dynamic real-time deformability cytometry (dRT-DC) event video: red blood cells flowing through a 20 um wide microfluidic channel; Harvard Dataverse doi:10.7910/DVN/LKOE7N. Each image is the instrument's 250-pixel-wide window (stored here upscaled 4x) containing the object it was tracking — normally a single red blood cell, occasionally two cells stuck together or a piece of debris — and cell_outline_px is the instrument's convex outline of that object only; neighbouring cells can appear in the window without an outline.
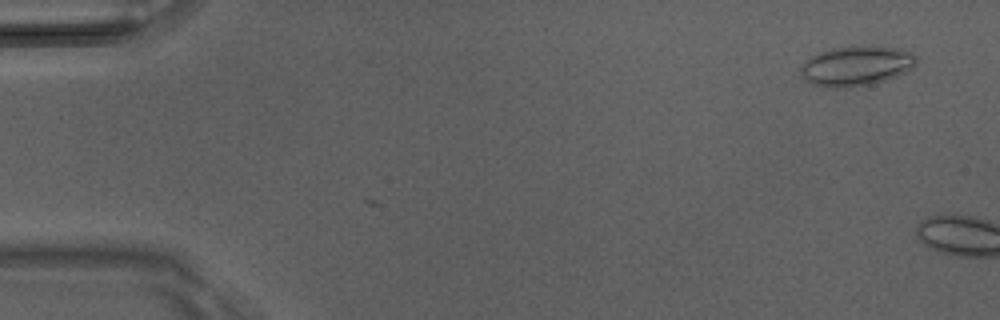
{"species": "Egyptian fruit bat (a non-hibernating species)", "species_latin": "Rousettus aegyptiacus", "temperature_condition": "room temperature", "stored_images_in_passage": 4, "camera_frame_rate_fps": 3000, "um_per_image_px": 0.085, "animal": {"sex": "male"}, "frame": {"image": 1, "passage_image": 3, "time_ms": 0.667, "image_size_px": [1000, 320], "cell_outline_px": [[916, 64], [912, 68], [896, 76], [884, 80], [868, 84], [844, 88], [832, 88], [812, 84], [800, 76], [800, 68], [812, 56], [820, 52], [832, 48], [852, 44], [872, 44], [896, 48], [912, 52], [916, 56]], "centroid_in_image_um": [72.79, 5.56], "position_along_channel_um": 12.2, "area_um2": 27.22}}